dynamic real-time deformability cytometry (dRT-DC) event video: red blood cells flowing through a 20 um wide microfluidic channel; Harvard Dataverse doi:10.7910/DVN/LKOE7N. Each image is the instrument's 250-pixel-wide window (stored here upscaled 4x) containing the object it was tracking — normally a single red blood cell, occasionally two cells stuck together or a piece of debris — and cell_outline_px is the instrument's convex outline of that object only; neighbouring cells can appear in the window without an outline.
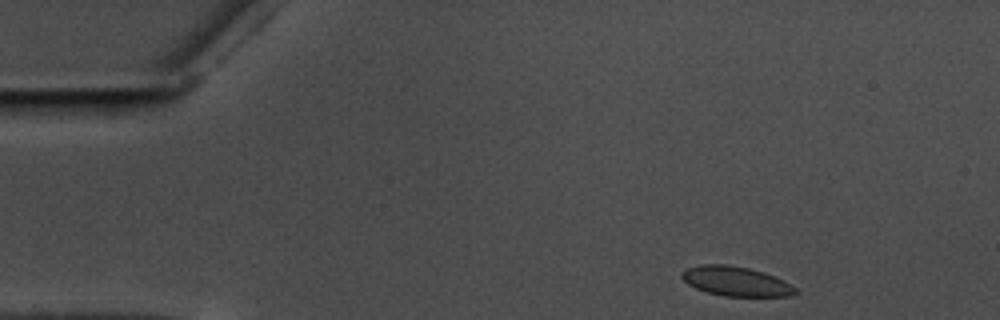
{"species": "common noctule bat (a hibernating species)", "species_latin": "Nyctalus noctula", "temperature_condition": "warm", "stored_images_in_passage": 51, "camera_frame_rate_fps": 3000, "um_per_image_px": 0.085, "animal": {"sex": "male", "body_mass_g": 17.5, "forearm_length_mm": 52.3}, "frame": {"image": 1, "passage_image": 1, "time_ms": 0.0, "image_size_px": [1000, 320], "cell_outline_px": [[800, 292], [788, 296], [724, 296], [708, 292], [696, 288], [688, 284], [680, 276], [680, 272], [688, 268], [704, 264], [724, 264], [748, 268], [764, 272], [784, 280], [792, 284]], "centroid_in_image_um": [62.58, 23.91], "position_along_channel_um": 22.4, "area_um2": 19.54}}
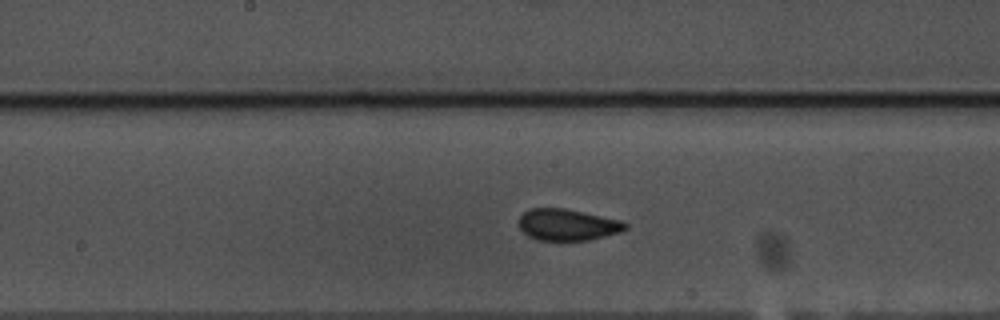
{"frame": {"image": 2, "passage_image": 23, "time_ms": 7.333, "image_size_px": [1000, 320], "cell_outline_px": [[628, 228], [620, 232], [588, 240], [536, 240], [528, 236], [520, 228], [520, 216], [524, 212], [532, 208], [564, 208], [620, 220], [628, 224]], "centroid_in_image_um": [48.24, 19.1], "position_along_channel_um": 200.0, "area_um2": 19.36}}
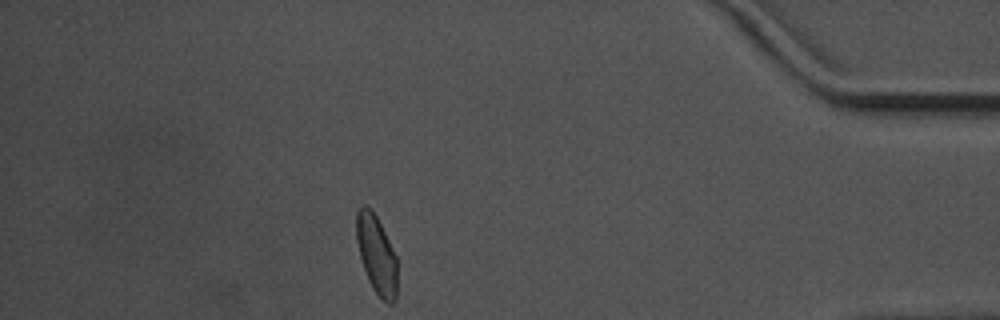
{"frame": {"image": 3, "passage_image": 44, "time_ms": 14.333, "image_size_px": [1000, 320], "cell_outline_px": [[396, 300], [392, 304], [388, 304], [372, 288], [368, 280], [360, 256], [356, 240], [356, 212], [360, 204], [368, 204], [372, 208], [396, 256]], "centroid_in_image_um": [31.98, 21.58], "position_along_channel_um": 403.2, "area_um2": 18.61}, "authors_computed_cell_mechanics": {"area_um2": 19.4208, "velocity_mm_per_s": 3.535, "shape_relaxation_time_tau1_ms": 4.0942, "shape_relaxation_time_tau2_ms": 1.0477, "deformation_change_tau1": 0.0779, "deformation_change_tau2": 0.0497}}